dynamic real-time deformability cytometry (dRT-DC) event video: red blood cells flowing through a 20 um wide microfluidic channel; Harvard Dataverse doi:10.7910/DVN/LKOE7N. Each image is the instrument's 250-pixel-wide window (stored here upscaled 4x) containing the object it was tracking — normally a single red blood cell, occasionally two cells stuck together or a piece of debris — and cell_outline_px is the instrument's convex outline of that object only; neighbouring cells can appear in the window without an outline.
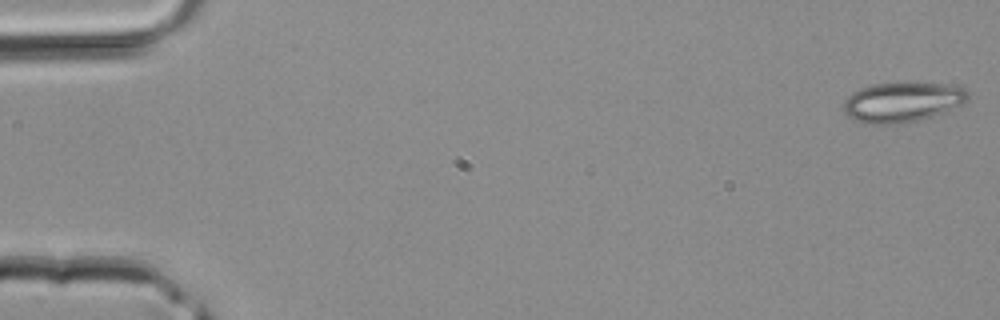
{"species": "common noctule bat (a hibernating species)", "species_latin": "Nyctalus noctula", "temperature_condition": "room temperature", "stored_images_in_passage": 41, "camera_frame_rate_fps": 3000, "um_per_image_px": 0.085, "animal": {"sex": "male", "body_mass_g": 20.4}, "frame": {"image": 1, "passage_image": 1, "time_ms": 0.0, "image_size_px": [1000, 320], "cell_outline_px": [[968, 100], [964, 104], [944, 112], [920, 120], [904, 124], [864, 124], [852, 120], [844, 112], [844, 100], [852, 92], [860, 88], [872, 84], [944, 84], [964, 88], [968, 92]], "centroid_in_image_um": [76.67, 8.71], "position_along_channel_um": 8.3, "area_um2": 28.96}}
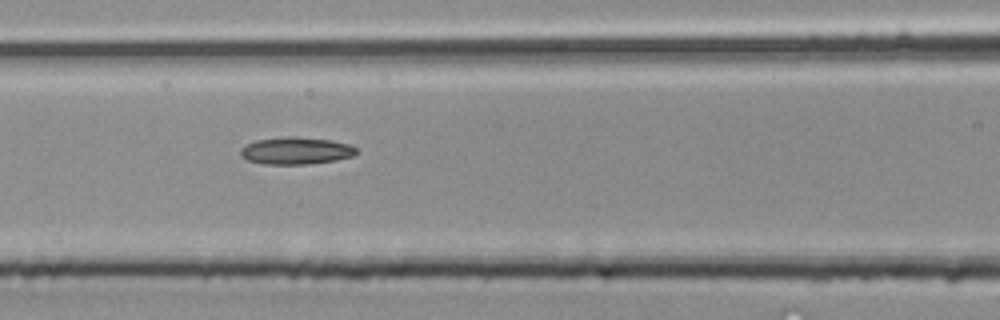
{"frame": {"image": 2, "passage_image": 18, "time_ms": 5.667, "image_size_px": [1000, 320], "cell_outline_px": [[356, 152], [352, 156], [336, 160], [304, 164], [264, 164], [248, 160], [240, 156], [240, 148], [244, 144], [256, 140], [284, 136], [292, 136], [332, 140], [348, 144], [356, 148]], "centroid_in_image_um": [25.1, 12.8], "position_along_channel_um": 141.5, "area_um2": 18.38}}
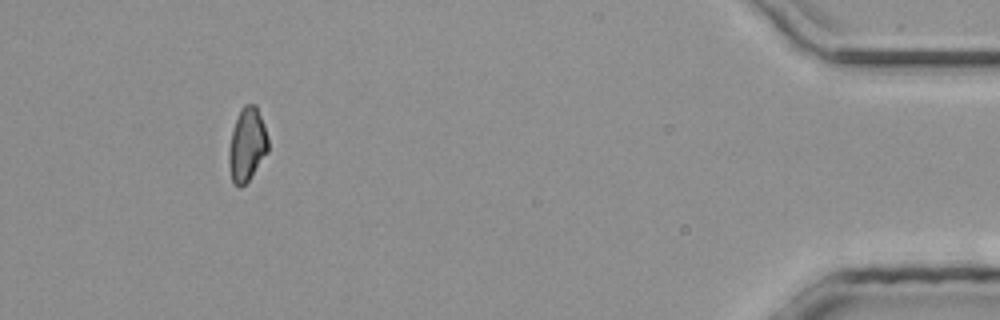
{"frame": {"image": 3, "passage_image": 38, "time_ms": 12.333, "image_size_px": [1000, 320], "cell_outline_px": [[268, 152], [248, 180], [240, 188], [232, 180], [228, 164], [228, 152], [232, 132], [240, 108], [244, 104], [256, 104], [264, 124], [268, 136]], "centroid_in_image_um": [21.0, 12.27], "position_along_channel_um": 414.2, "area_um2": 16.76}}